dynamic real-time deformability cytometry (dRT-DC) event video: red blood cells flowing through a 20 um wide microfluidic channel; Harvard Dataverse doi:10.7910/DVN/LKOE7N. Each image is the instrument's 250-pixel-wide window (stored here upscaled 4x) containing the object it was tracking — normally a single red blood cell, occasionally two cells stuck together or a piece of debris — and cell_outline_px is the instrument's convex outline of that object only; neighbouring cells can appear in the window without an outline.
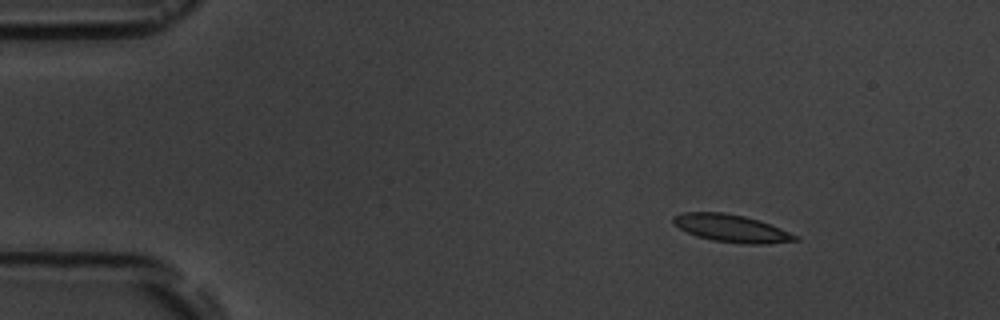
{"species": "common noctule bat (a hibernating species)", "species_latin": "Nyctalus noctula", "temperature_condition": "room temperature", "stored_images_in_passage": 4, "camera_frame_rate_fps": 3000, "um_per_image_px": 0.085, "animal": {"sex": "male", "body_mass_g": 19.5, "forearm_length_mm": 54.6}, "frame": {"image": 1, "passage_image": 2, "time_ms": 1.0, "image_size_px": [1000, 320], "cell_outline_px": [[800, 240], [768, 244], [744, 244], [712, 240], [696, 236], [672, 224], [672, 216], [680, 212], [724, 212], [744, 216], [760, 220], [800, 236]], "centroid_in_image_um": [62.18, 19.4], "position_along_channel_um": 22.8, "area_um2": 19.83}}